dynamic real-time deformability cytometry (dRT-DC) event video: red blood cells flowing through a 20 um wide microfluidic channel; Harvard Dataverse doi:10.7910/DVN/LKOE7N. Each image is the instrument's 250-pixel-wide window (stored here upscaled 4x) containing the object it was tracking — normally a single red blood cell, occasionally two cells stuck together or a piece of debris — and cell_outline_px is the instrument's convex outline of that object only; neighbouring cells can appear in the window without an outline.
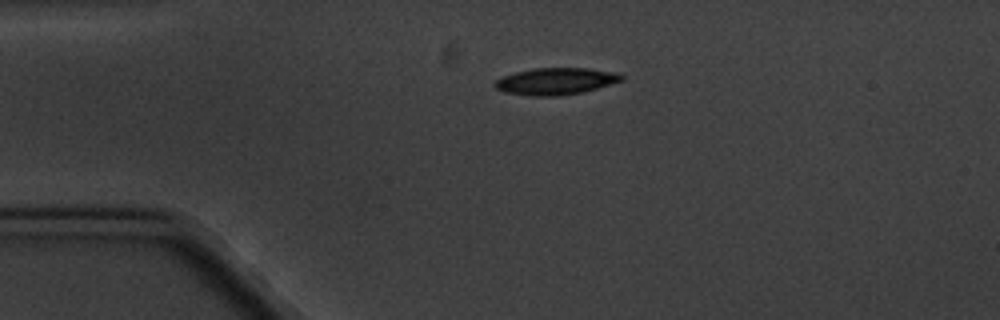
{"species": "common noctule bat (a hibernating species)", "species_latin": "Nyctalus noctula", "temperature_condition": "cold", "stored_images_in_passage": 2, "camera_frame_rate_fps": 3000, "um_per_image_px": 0.085, "animal": {"sex": "male", "body_mass_g": 20.1, "forearm_length_mm": 53.5}, "frame": {"image": 1, "passage_image": 1, "time_ms": 0.0, "image_size_px": [1000, 320], "cell_outline_px": [[624, 80], [596, 88], [580, 92], [560, 96], [532, 96], [504, 92], [496, 88], [492, 84], [496, 80], [504, 76], [516, 72], [536, 68], [588, 68], [612, 72], [624, 76]], "centroid_in_image_um": [47.21, 6.91], "position_along_channel_um": 37.8, "area_um2": 19.59}}